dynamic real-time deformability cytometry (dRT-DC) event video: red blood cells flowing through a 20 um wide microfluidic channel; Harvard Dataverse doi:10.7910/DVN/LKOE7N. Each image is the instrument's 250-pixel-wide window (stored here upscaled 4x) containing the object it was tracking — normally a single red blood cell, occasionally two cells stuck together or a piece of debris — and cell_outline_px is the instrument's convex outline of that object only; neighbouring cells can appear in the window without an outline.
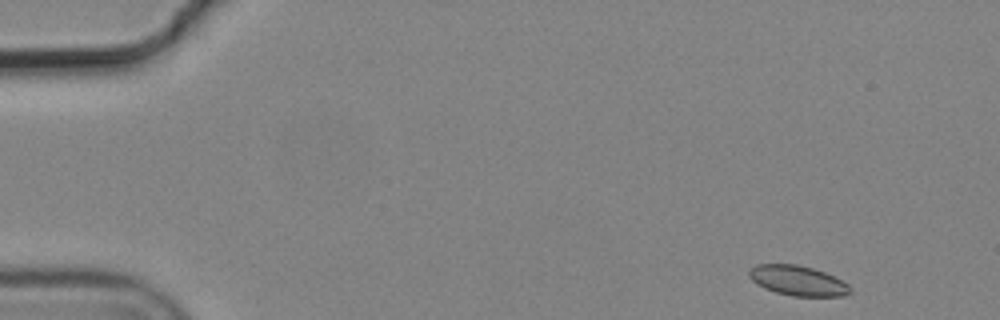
{"species": "common noctule bat (a hibernating species)", "species_latin": "Nyctalus noctula", "temperature_condition": "cold", "stored_images_in_passage": 5, "camera_frame_rate_fps": 3000, "um_per_image_px": 0.085, "animal": {"sex": "male", "body_mass_g": 19.2, "forearm_length_mm": 51.8}, "frame": {"image": 1, "passage_image": 1, "time_ms": 0.0, "image_size_px": [1000, 320], "cell_outline_px": [[852, 292], [844, 296], [792, 296], [776, 292], [764, 288], [756, 284], [748, 276], [748, 272], [756, 264], [796, 264], [812, 268], [824, 272], [848, 284], [852, 288]], "centroid_in_image_um": [67.8, 23.86], "position_along_channel_um": 17.2, "area_um2": 17.63}}
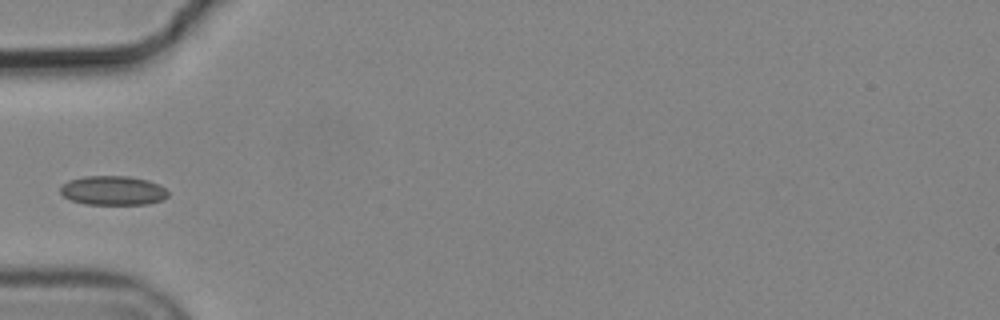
{"frame": {"image": 2, "passage_image": 5, "time_ms": 1.333, "image_size_px": [1000, 320], "cell_outline_px": [[168, 196], [164, 200], [148, 204], [84, 204], [72, 200], [64, 196], [60, 192], [60, 188], [68, 180], [84, 176], [128, 176], [148, 180], [164, 188], [168, 192]], "centroid_in_image_um": [9.61, 16.19], "position_along_channel_um": 75.4, "area_um2": 18.32}}